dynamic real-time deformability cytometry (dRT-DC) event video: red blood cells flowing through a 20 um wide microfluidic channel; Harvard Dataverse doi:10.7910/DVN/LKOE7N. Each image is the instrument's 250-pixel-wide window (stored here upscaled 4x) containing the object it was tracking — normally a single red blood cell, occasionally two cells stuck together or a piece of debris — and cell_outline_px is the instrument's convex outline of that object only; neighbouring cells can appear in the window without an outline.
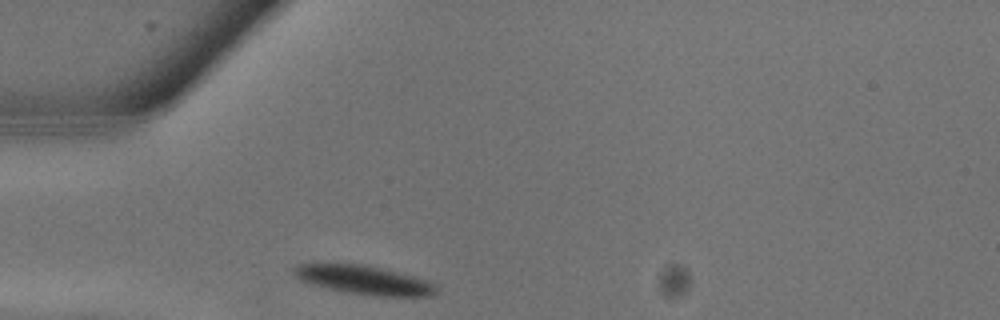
{"species": "common noctule bat (a hibernating species)", "species_latin": "Nyctalus noctula", "temperature_condition": "warm", "stored_images_in_passage": 3, "camera_frame_rate_fps": 3000, "um_per_image_px": 0.085, "animal": {"sex": "male", "body_mass_g": 13.3}, "frame": {"image": 1, "passage_image": 1, "time_ms": 0.0, "image_size_px": [1000, 320], "cell_outline_px": [[436, 292], [428, 296], [376, 296], [348, 292], [328, 288], [300, 280], [292, 272], [292, 268], [296, 264], [364, 264], [384, 268], [428, 280], [436, 288]], "centroid_in_image_um": [30.93, 23.78], "position_along_channel_um": 54.1, "area_um2": 23.64}}